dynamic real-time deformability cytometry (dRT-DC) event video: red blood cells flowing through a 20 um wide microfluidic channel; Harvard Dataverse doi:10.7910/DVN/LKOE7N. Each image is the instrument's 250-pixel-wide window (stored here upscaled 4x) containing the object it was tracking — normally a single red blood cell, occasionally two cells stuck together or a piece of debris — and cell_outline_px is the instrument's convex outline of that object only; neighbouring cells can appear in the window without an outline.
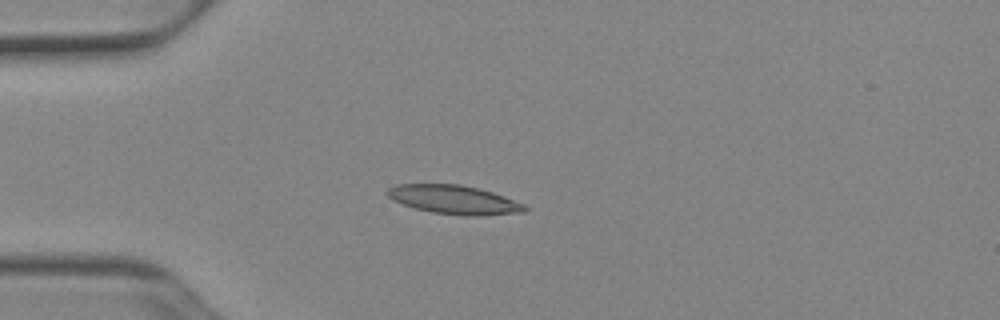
{"species": "Egyptian fruit bat (a non-hibernating species)", "species_latin": "Rousettus aegyptiacus", "temperature_condition": "cold", "stored_images_in_passage": 39, "camera_frame_rate_fps": 3000, "um_per_image_px": 0.085, "animal": {"sex": "female"}, "frame": {"image": 1, "passage_image": 1, "time_ms": 0.0, "image_size_px": [1000, 320], "cell_outline_px": [[528, 208], [524, 212], [480, 216], [472, 216], [432, 212], [416, 208], [392, 200], [384, 192], [388, 188], [396, 184], [460, 184], [492, 192], [504, 196], [524, 204]], "centroid_in_image_um": [38.58, 16.97], "position_along_channel_um": 46.4, "area_um2": 22.95}}
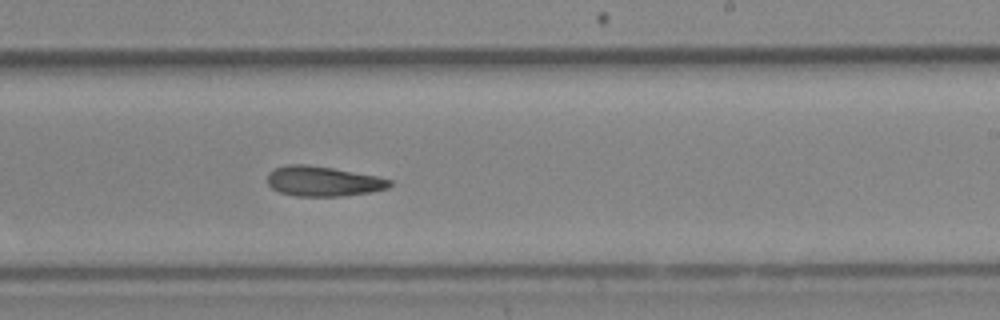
{"frame": {"image": 2, "passage_image": 19, "time_ms": 6.0, "image_size_px": [1000, 320], "cell_outline_px": [[392, 184], [388, 188], [372, 192], [344, 196], [296, 196], [280, 192], [272, 188], [268, 184], [268, 172], [276, 168], [288, 164], [308, 164], [332, 168], [376, 176], [392, 180]], "centroid_in_image_um": [27.47, 15.41], "position_along_channel_um": 261.5, "area_um2": 21.39}}
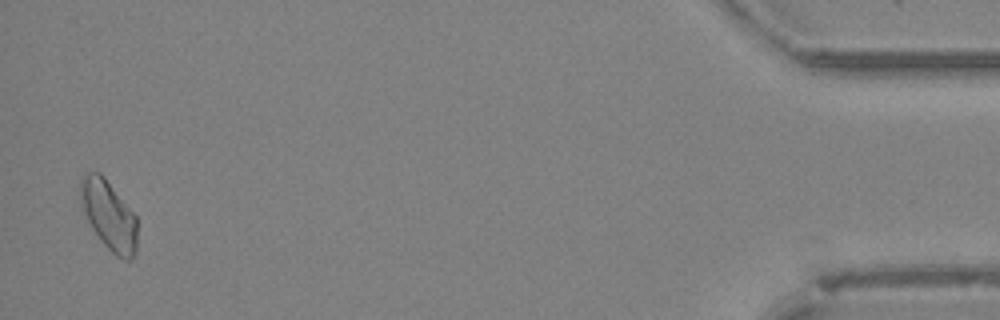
{"frame": {"image": 3, "passage_image": 38, "time_ms": 12.333, "image_size_px": [1000, 320], "cell_outline_px": [[136, 252], [132, 260], [124, 260], [116, 256], [100, 240], [92, 228], [80, 204], [80, 180], [88, 172], [100, 172], [104, 176], [136, 216]], "centroid_in_image_um": [9.25, 18.3], "position_along_channel_um": 426.0, "area_um2": 22.83}, "authors_computed_cell_mechanics": {"area_um2": 21.7906, "velocity_mm_per_s": 3.9052, "shape_relaxation_time_tau1_ms": null, "shape_relaxation_time_tau2_ms": 9.3484, "deformation_change_tau1": null, "deformation_change_tau2": 0.1874}}